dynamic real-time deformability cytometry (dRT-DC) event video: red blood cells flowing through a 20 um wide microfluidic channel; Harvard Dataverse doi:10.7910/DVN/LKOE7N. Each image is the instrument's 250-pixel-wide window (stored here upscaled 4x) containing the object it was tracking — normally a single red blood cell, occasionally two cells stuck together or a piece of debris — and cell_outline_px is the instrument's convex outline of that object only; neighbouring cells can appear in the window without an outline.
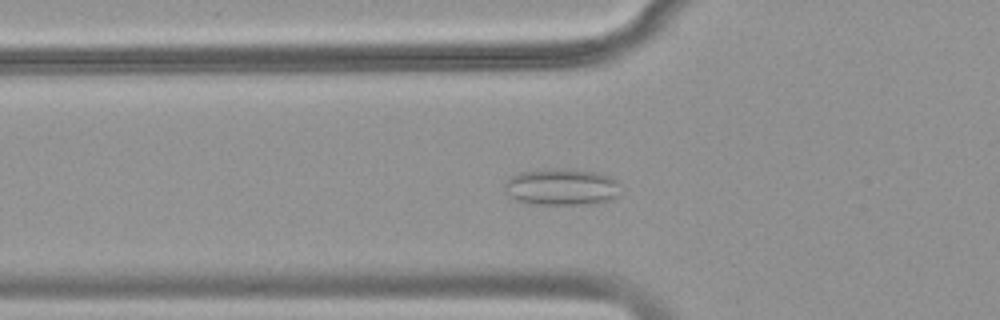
{"species": "common noctule bat (a hibernating species)", "species_latin": "Nyctalus noctula", "temperature_condition": "warm", "stored_images_in_passage": 52, "camera_frame_rate_fps": 3000, "um_per_image_px": 0.085, "animal": {"sex": "female", "body_mass_g": 18.4}, "frame": {"image": 1, "passage_image": 19, "time_ms": 6.0, "image_size_px": [1000, 320], "cell_outline_px": [[620, 196], [612, 200], [592, 204], [528, 204], [516, 200], [508, 196], [504, 192], [504, 180], [520, 172], [552, 168], [564, 168], [596, 172], [608, 176], [616, 180]], "centroid_in_image_um": [47.7, 15.9], "position_along_channel_um": 78.1, "area_um2": 25.2}}
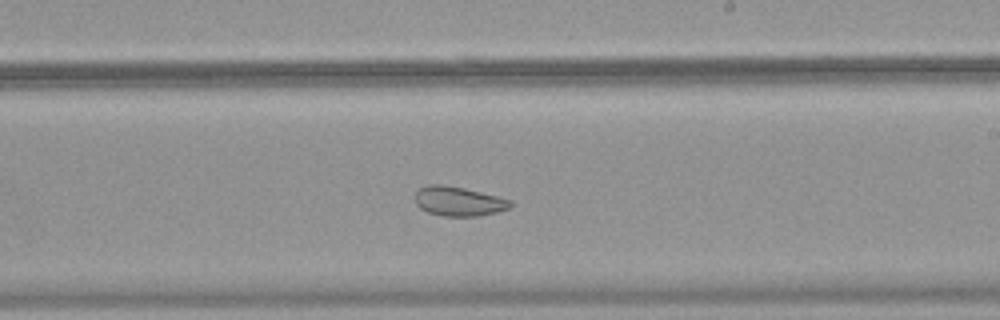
{"frame": {"image": 2, "passage_image": 32, "time_ms": 10.333, "image_size_px": [1000, 320], "cell_outline_px": [[512, 204], [508, 208], [496, 212], [480, 216], [444, 216], [428, 212], [420, 208], [416, 204], [416, 192], [420, 188], [428, 184], [440, 184], [464, 188], [512, 200]], "centroid_in_image_um": [38.97, 17.11], "position_along_channel_um": 250.0, "area_um2": 16.18}}
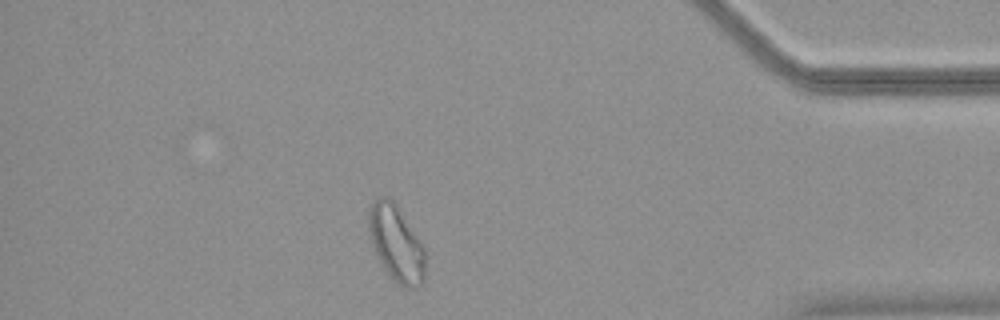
{"frame": {"image": 3, "passage_image": 46, "time_ms": 15.0, "image_size_px": [1000, 320], "cell_outline_px": [[424, 280], [416, 288], [408, 288], [400, 284], [384, 268], [368, 236], [368, 212], [372, 204], [380, 196], [388, 196], [392, 200], [424, 248]], "centroid_in_image_um": [33.65, 20.68], "position_along_channel_um": 401.6, "area_um2": 24.22}}